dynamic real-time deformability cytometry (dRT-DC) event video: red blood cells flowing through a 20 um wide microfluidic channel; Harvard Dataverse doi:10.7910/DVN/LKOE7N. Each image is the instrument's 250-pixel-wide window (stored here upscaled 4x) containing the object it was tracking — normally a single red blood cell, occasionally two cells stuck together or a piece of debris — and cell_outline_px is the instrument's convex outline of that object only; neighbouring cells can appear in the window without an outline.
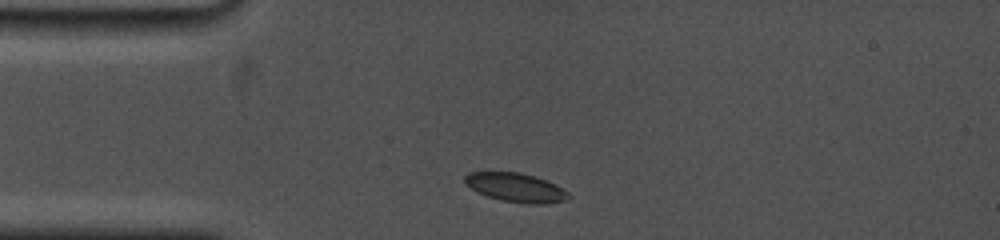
{"species": "common noctule bat (a hibernating species)", "species_latin": "Nyctalus noctula", "temperature_condition": "cold", "stored_images_in_passage": 22, "camera_frame_rate_fps": 5000, "um_per_image_px": 0.085, "animal": {"sex": "female", "body_mass_g": 19.0, "forearm_length_mm": 53.3}, "frame": {"image": 1, "passage_image": 1, "time_ms": 0.0, "image_size_px": [1000, 240], "cell_outline_px": [[572, 196], [568, 200], [548, 204], [528, 204], [500, 200], [488, 196], [464, 184], [464, 176], [468, 172], [520, 172], [556, 184], [568, 192]], "centroid_in_image_um": [43.88, 15.95], "position_along_channel_um": 41.1, "area_um2": 17.51}}
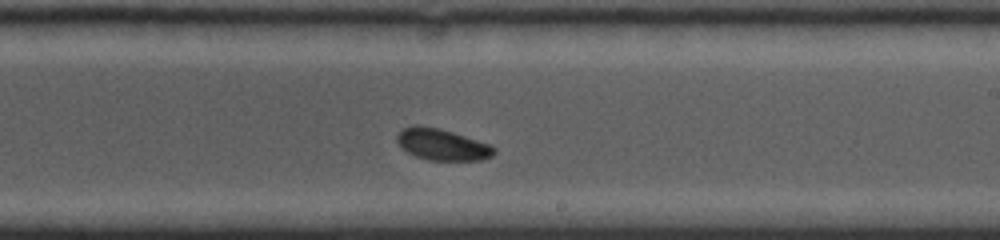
{"frame": {"image": 2, "passage_image": 12, "time_ms": 6.2, "image_size_px": [1000, 240], "cell_outline_px": [[496, 152], [492, 156], [480, 160], [428, 160], [416, 156], [408, 152], [396, 140], [396, 136], [400, 128], [416, 124], [420, 124], [440, 128], [492, 144], [496, 148]], "centroid_in_image_um": [37.59, 12.26], "position_along_channel_um": 251.4, "area_um2": 18.03}}
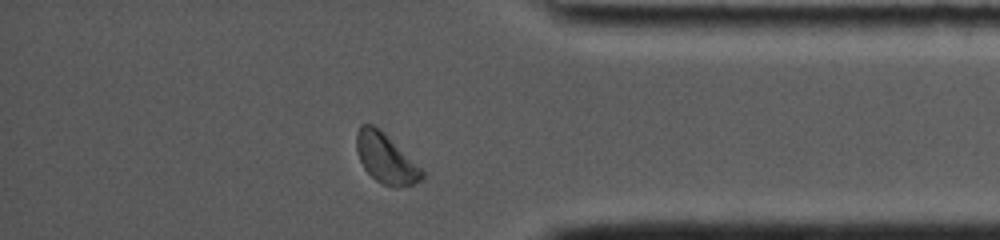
{"frame": {"image": 3, "passage_image": 20, "time_ms": 10.4, "image_size_px": [1000, 240], "cell_outline_px": [[424, 176], [420, 180], [412, 184], [396, 188], [392, 188], [376, 180], [364, 168], [360, 160], [356, 148], [356, 132], [360, 124], [372, 124], [384, 132], [424, 172]], "centroid_in_image_um": [32.76, 13.46], "position_along_channel_um": 402.4, "area_um2": 18.67}, "authors_computed_cell_mechanics": {"area_um2": 17.9758, "velocity_mm_per_s": 3.7206, "shape_relaxation_time_tau1_ms": 1.8624, "shape_relaxation_time_tau2_ms": 3.2899, "deformation_change_tau1": 0.0712, "deformation_change_tau2": 0.0489}}